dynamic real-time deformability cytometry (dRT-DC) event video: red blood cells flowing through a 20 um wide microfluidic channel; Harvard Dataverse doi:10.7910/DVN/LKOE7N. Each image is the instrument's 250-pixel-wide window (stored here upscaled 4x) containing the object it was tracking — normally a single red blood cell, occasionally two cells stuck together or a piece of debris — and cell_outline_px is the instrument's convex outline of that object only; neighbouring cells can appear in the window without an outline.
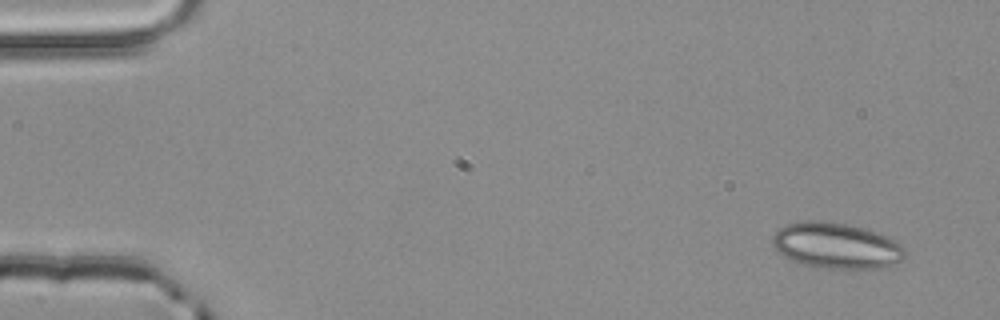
{"species": "common noctule bat (a hibernating species)", "species_latin": "Nyctalus noctula", "temperature_condition": "room temperature", "stored_images_in_passage": 3, "camera_frame_rate_fps": 3000, "um_per_image_px": 0.085, "animal": {"sex": "male", "body_mass_g": 20.4}, "frame": {"image": 1, "passage_image": 1, "time_ms": 0.0, "image_size_px": [1000, 320], "cell_outline_px": [[904, 256], [900, 260], [888, 268], [828, 268], [800, 264], [788, 260], [772, 244], [772, 236], [780, 228], [788, 224], [804, 220], [816, 220], [844, 224], [860, 228], [888, 236], [896, 240], [904, 248]], "centroid_in_image_um": [71.07, 20.89], "position_along_channel_um": 13.9, "area_um2": 35.14}}